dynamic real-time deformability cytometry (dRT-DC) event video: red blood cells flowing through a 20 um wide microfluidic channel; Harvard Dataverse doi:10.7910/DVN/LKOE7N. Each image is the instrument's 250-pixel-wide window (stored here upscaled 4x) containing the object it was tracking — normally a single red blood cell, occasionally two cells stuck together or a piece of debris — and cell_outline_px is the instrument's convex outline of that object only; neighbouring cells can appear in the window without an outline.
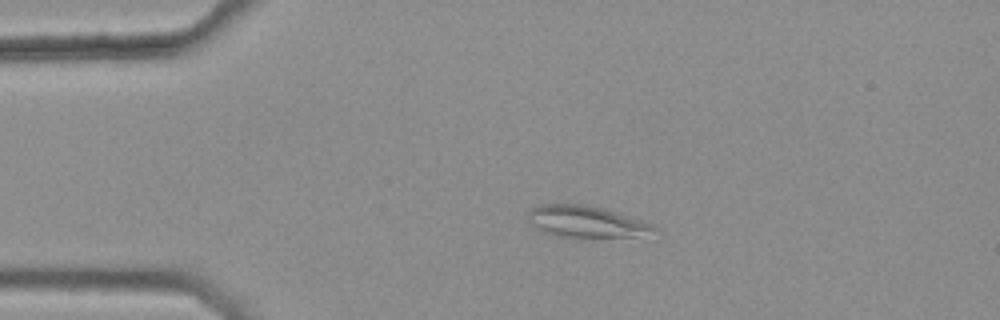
{"species": "common noctule bat (a hibernating species)", "species_latin": "Nyctalus noctula", "temperature_condition": "warm", "stored_images_in_passage": 3, "camera_frame_rate_fps": 3000, "um_per_image_px": 0.085, "animal": {"sex": "female", "body_mass_g": 25.1}, "frame": {"image": 1, "passage_image": 2, "time_ms": 0.333, "image_size_px": [1000, 320], "cell_outline_px": [[656, 228], [636, 236], [592, 240], [576, 240], [556, 236], [536, 228], [528, 224], [528, 212], [532, 208], [544, 204], [584, 204], [604, 208], [652, 224]], "centroid_in_image_um": [49.74, 18.89], "position_along_channel_um": 35.3, "area_um2": 23.81}}